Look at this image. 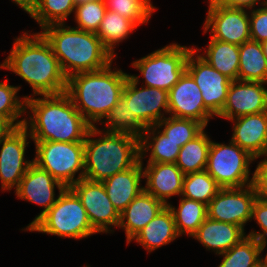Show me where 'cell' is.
Masks as SVG:
<instances>
[{
  "label": "cell",
  "mask_w": 267,
  "mask_h": 267,
  "mask_svg": "<svg viewBox=\"0 0 267 267\" xmlns=\"http://www.w3.org/2000/svg\"><path fill=\"white\" fill-rule=\"evenodd\" d=\"M23 32L14 38L9 55L0 64V69L13 72L32 88V95H56L66 92L67 78L58 59L40 32Z\"/></svg>",
  "instance_id": "obj_1"
},
{
  "label": "cell",
  "mask_w": 267,
  "mask_h": 267,
  "mask_svg": "<svg viewBox=\"0 0 267 267\" xmlns=\"http://www.w3.org/2000/svg\"><path fill=\"white\" fill-rule=\"evenodd\" d=\"M25 110L23 127L33 142H84L92 127L66 92L28 97Z\"/></svg>",
  "instance_id": "obj_2"
},
{
  "label": "cell",
  "mask_w": 267,
  "mask_h": 267,
  "mask_svg": "<svg viewBox=\"0 0 267 267\" xmlns=\"http://www.w3.org/2000/svg\"><path fill=\"white\" fill-rule=\"evenodd\" d=\"M112 63L104 69L77 73L67 79L66 93L92 127L99 125L119 101L129 75Z\"/></svg>",
  "instance_id": "obj_3"
},
{
  "label": "cell",
  "mask_w": 267,
  "mask_h": 267,
  "mask_svg": "<svg viewBox=\"0 0 267 267\" xmlns=\"http://www.w3.org/2000/svg\"><path fill=\"white\" fill-rule=\"evenodd\" d=\"M40 33L50 44L67 79L77 73L104 69L114 60L96 33L67 24L49 25Z\"/></svg>",
  "instance_id": "obj_4"
},
{
  "label": "cell",
  "mask_w": 267,
  "mask_h": 267,
  "mask_svg": "<svg viewBox=\"0 0 267 267\" xmlns=\"http://www.w3.org/2000/svg\"><path fill=\"white\" fill-rule=\"evenodd\" d=\"M139 161L140 138L126 133L103 132L98 126L88 131L84 140L85 179L102 182L134 167Z\"/></svg>",
  "instance_id": "obj_5"
},
{
  "label": "cell",
  "mask_w": 267,
  "mask_h": 267,
  "mask_svg": "<svg viewBox=\"0 0 267 267\" xmlns=\"http://www.w3.org/2000/svg\"><path fill=\"white\" fill-rule=\"evenodd\" d=\"M58 193V198L53 206L27 231L75 240L97 234L77 195L70 188H65Z\"/></svg>",
  "instance_id": "obj_6"
},
{
  "label": "cell",
  "mask_w": 267,
  "mask_h": 267,
  "mask_svg": "<svg viewBox=\"0 0 267 267\" xmlns=\"http://www.w3.org/2000/svg\"><path fill=\"white\" fill-rule=\"evenodd\" d=\"M34 144L33 163L49 172L64 187L70 188L84 178V142L41 141Z\"/></svg>",
  "instance_id": "obj_7"
},
{
  "label": "cell",
  "mask_w": 267,
  "mask_h": 267,
  "mask_svg": "<svg viewBox=\"0 0 267 267\" xmlns=\"http://www.w3.org/2000/svg\"><path fill=\"white\" fill-rule=\"evenodd\" d=\"M193 45L186 47L170 43L132 62L143 77L142 86L155 87L168 91L186 71L187 56Z\"/></svg>",
  "instance_id": "obj_8"
},
{
  "label": "cell",
  "mask_w": 267,
  "mask_h": 267,
  "mask_svg": "<svg viewBox=\"0 0 267 267\" xmlns=\"http://www.w3.org/2000/svg\"><path fill=\"white\" fill-rule=\"evenodd\" d=\"M224 143L211 141L205 170L221 188L252 185L250 165L257 160L231 140Z\"/></svg>",
  "instance_id": "obj_9"
},
{
  "label": "cell",
  "mask_w": 267,
  "mask_h": 267,
  "mask_svg": "<svg viewBox=\"0 0 267 267\" xmlns=\"http://www.w3.org/2000/svg\"><path fill=\"white\" fill-rule=\"evenodd\" d=\"M140 75L129 74L122 97L130 111L146 127L156 125L169 114L168 91L148 86L138 87ZM166 114V115H165Z\"/></svg>",
  "instance_id": "obj_10"
},
{
  "label": "cell",
  "mask_w": 267,
  "mask_h": 267,
  "mask_svg": "<svg viewBox=\"0 0 267 267\" xmlns=\"http://www.w3.org/2000/svg\"><path fill=\"white\" fill-rule=\"evenodd\" d=\"M70 189L80 199L92 228L97 233L113 234L112 228L119 226L120 214L108 198L103 183L82 178Z\"/></svg>",
  "instance_id": "obj_11"
},
{
  "label": "cell",
  "mask_w": 267,
  "mask_h": 267,
  "mask_svg": "<svg viewBox=\"0 0 267 267\" xmlns=\"http://www.w3.org/2000/svg\"><path fill=\"white\" fill-rule=\"evenodd\" d=\"M257 193L253 185L241 188H221L207 205V217L241 226L251 222L252 208Z\"/></svg>",
  "instance_id": "obj_12"
},
{
  "label": "cell",
  "mask_w": 267,
  "mask_h": 267,
  "mask_svg": "<svg viewBox=\"0 0 267 267\" xmlns=\"http://www.w3.org/2000/svg\"><path fill=\"white\" fill-rule=\"evenodd\" d=\"M186 72L198 85L205 107L217 117L226 102L232 81L202 59L194 49L187 56Z\"/></svg>",
  "instance_id": "obj_13"
},
{
  "label": "cell",
  "mask_w": 267,
  "mask_h": 267,
  "mask_svg": "<svg viewBox=\"0 0 267 267\" xmlns=\"http://www.w3.org/2000/svg\"><path fill=\"white\" fill-rule=\"evenodd\" d=\"M249 25L248 10L209 5L203 22V33L209 31L212 39L240 46L251 40Z\"/></svg>",
  "instance_id": "obj_14"
},
{
  "label": "cell",
  "mask_w": 267,
  "mask_h": 267,
  "mask_svg": "<svg viewBox=\"0 0 267 267\" xmlns=\"http://www.w3.org/2000/svg\"><path fill=\"white\" fill-rule=\"evenodd\" d=\"M31 139L28 131L18 127L0 142V184L1 191L7 192L18 188L22 177L27 172L32 160L25 158L26 147Z\"/></svg>",
  "instance_id": "obj_15"
},
{
  "label": "cell",
  "mask_w": 267,
  "mask_h": 267,
  "mask_svg": "<svg viewBox=\"0 0 267 267\" xmlns=\"http://www.w3.org/2000/svg\"><path fill=\"white\" fill-rule=\"evenodd\" d=\"M56 188L59 192H62L66 187L49 172L39 168L35 163L29 166L14 193L19 200L42 206L43 210L23 229L24 231H27L56 202L58 198V195L56 196L55 193Z\"/></svg>",
  "instance_id": "obj_16"
},
{
  "label": "cell",
  "mask_w": 267,
  "mask_h": 267,
  "mask_svg": "<svg viewBox=\"0 0 267 267\" xmlns=\"http://www.w3.org/2000/svg\"><path fill=\"white\" fill-rule=\"evenodd\" d=\"M168 108V116L194 119L206 128L215 117L205 107L198 85L186 71L168 92Z\"/></svg>",
  "instance_id": "obj_17"
},
{
  "label": "cell",
  "mask_w": 267,
  "mask_h": 267,
  "mask_svg": "<svg viewBox=\"0 0 267 267\" xmlns=\"http://www.w3.org/2000/svg\"><path fill=\"white\" fill-rule=\"evenodd\" d=\"M267 83L234 80L231 82L226 102L217 116L231 120L240 116L267 111Z\"/></svg>",
  "instance_id": "obj_18"
},
{
  "label": "cell",
  "mask_w": 267,
  "mask_h": 267,
  "mask_svg": "<svg viewBox=\"0 0 267 267\" xmlns=\"http://www.w3.org/2000/svg\"><path fill=\"white\" fill-rule=\"evenodd\" d=\"M233 123L231 141L255 159L267 156V111L240 116Z\"/></svg>",
  "instance_id": "obj_19"
},
{
  "label": "cell",
  "mask_w": 267,
  "mask_h": 267,
  "mask_svg": "<svg viewBox=\"0 0 267 267\" xmlns=\"http://www.w3.org/2000/svg\"><path fill=\"white\" fill-rule=\"evenodd\" d=\"M145 186L144 190L166 205L172 196H181L184 174L175 163H147L141 160Z\"/></svg>",
  "instance_id": "obj_20"
},
{
  "label": "cell",
  "mask_w": 267,
  "mask_h": 267,
  "mask_svg": "<svg viewBox=\"0 0 267 267\" xmlns=\"http://www.w3.org/2000/svg\"><path fill=\"white\" fill-rule=\"evenodd\" d=\"M167 205L143 190L120 214L118 228L125 231L126 243L132 239Z\"/></svg>",
  "instance_id": "obj_21"
},
{
  "label": "cell",
  "mask_w": 267,
  "mask_h": 267,
  "mask_svg": "<svg viewBox=\"0 0 267 267\" xmlns=\"http://www.w3.org/2000/svg\"><path fill=\"white\" fill-rule=\"evenodd\" d=\"M144 172L141 160L132 168L119 172L102 181L106 194L119 214L143 190Z\"/></svg>",
  "instance_id": "obj_22"
},
{
  "label": "cell",
  "mask_w": 267,
  "mask_h": 267,
  "mask_svg": "<svg viewBox=\"0 0 267 267\" xmlns=\"http://www.w3.org/2000/svg\"><path fill=\"white\" fill-rule=\"evenodd\" d=\"M246 236L241 226L207 217L191 237L201 243L206 250L219 255L231 249Z\"/></svg>",
  "instance_id": "obj_23"
},
{
  "label": "cell",
  "mask_w": 267,
  "mask_h": 267,
  "mask_svg": "<svg viewBox=\"0 0 267 267\" xmlns=\"http://www.w3.org/2000/svg\"><path fill=\"white\" fill-rule=\"evenodd\" d=\"M172 211L166 206L133 239L148 253L179 238Z\"/></svg>",
  "instance_id": "obj_24"
},
{
  "label": "cell",
  "mask_w": 267,
  "mask_h": 267,
  "mask_svg": "<svg viewBox=\"0 0 267 267\" xmlns=\"http://www.w3.org/2000/svg\"><path fill=\"white\" fill-rule=\"evenodd\" d=\"M208 47L193 49L213 68L228 77L231 81L238 80L239 71V46L228 42L212 39L207 44ZM203 53H200V51Z\"/></svg>",
  "instance_id": "obj_25"
},
{
  "label": "cell",
  "mask_w": 267,
  "mask_h": 267,
  "mask_svg": "<svg viewBox=\"0 0 267 267\" xmlns=\"http://www.w3.org/2000/svg\"><path fill=\"white\" fill-rule=\"evenodd\" d=\"M180 151L177 143L170 140L155 125L148 127L140 137V160L149 153L147 163H175Z\"/></svg>",
  "instance_id": "obj_26"
},
{
  "label": "cell",
  "mask_w": 267,
  "mask_h": 267,
  "mask_svg": "<svg viewBox=\"0 0 267 267\" xmlns=\"http://www.w3.org/2000/svg\"><path fill=\"white\" fill-rule=\"evenodd\" d=\"M137 27L132 20L124 18L114 11L106 10L96 36L115 59L118 57L117 53H115L117 45L119 46V43L129 38Z\"/></svg>",
  "instance_id": "obj_27"
},
{
  "label": "cell",
  "mask_w": 267,
  "mask_h": 267,
  "mask_svg": "<svg viewBox=\"0 0 267 267\" xmlns=\"http://www.w3.org/2000/svg\"><path fill=\"white\" fill-rule=\"evenodd\" d=\"M238 80L267 83V58L259 42L249 40L239 46Z\"/></svg>",
  "instance_id": "obj_28"
},
{
  "label": "cell",
  "mask_w": 267,
  "mask_h": 267,
  "mask_svg": "<svg viewBox=\"0 0 267 267\" xmlns=\"http://www.w3.org/2000/svg\"><path fill=\"white\" fill-rule=\"evenodd\" d=\"M178 205L175 207L171 202L167 205L173 213L177 232L180 236L191 237L207 218V205L183 196Z\"/></svg>",
  "instance_id": "obj_29"
},
{
  "label": "cell",
  "mask_w": 267,
  "mask_h": 267,
  "mask_svg": "<svg viewBox=\"0 0 267 267\" xmlns=\"http://www.w3.org/2000/svg\"><path fill=\"white\" fill-rule=\"evenodd\" d=\"M211 141L204 129L197 137L180 148L175 164L184 175L206 169Z\"/></svg>",
  "instance_id": "obj_30"
},
{
  "label": "cell",
  "mask_w": 267,
  "mask_h": 267,
  "mask_svg": "<svg viewBox=\"0 0 267 267\" xmlns=\"http://www.w3.org/2000/svg\"><path fill=\"white\" fill-rule=\"evenodd\" d=\"M103 132L109 133H126L137 138L142 136V133L147 129L130 111L126 100L121 96L119 101L109 111L107 116L101 122Z\"/></svg>",
  "instance_id": "obj_31"
},
{
  "label": "cell",
  "mask_w": 267,
  "mask_h": 267,
  "mask_svg": "<svg viewBox=\"0 0 267 267\" xmlns=\"http://www.w3.org/2000/svg\"><path fill=\"white\" fill-rule=\"evenodd\" d=\"M219 256H222V262L218 267H257L260 265V245L256 238L246 236Z\"/></svg>",
  "instance_id": "obj_32"
},
{
  "label": "cell",
  "mask_w": 267,
  "mask_h": 267,
  "mask_svg": "<svg viewBox=\"0 0 267 267\" xmlns=\"http://www.w3.org/2000/svg\"><path fill=\"white\" fill-rule=\"evenodd\" d=\"M75 7L74 0H41L30 17L42 30L49 25L65 24L66 19L75 12Z\"/></svg>",
  "instance_id": "obj_33"
},
{
  "label": "cell",
  "mask_w": 267,
  "mask_h": 267,
  "mask_svg": "<svg viewBox=\"0 0 267 267\" xmlns=\"http://www.w3.org/2000/svg\"><path fill=\"white\" fill-rule=\"evenodd\" d=\"M155 126L180 148L206 129L202 123L194 119L173 116L165 117Z\"/></svg>",
  "instance_id": "obj_34"
},
{
  "label": "cell",
  "mask_w": 267,
  "mask_h": 267,
  "mask_svg": "<svg viewBox=\"0 0 267 267\" xmlns=\"http://www.w3.org/2000/svg\"><path fill=\"white\" fill-rule=\"evenodd\" d=\"M220 189L213 177L204 170L185 174L181 196L208 205Z\"/></svg>",
  "instance_id": "obj_35"
},
{
  "label": "cell",
  "mask_w": 267,
  "mask_h": 267,
  "mask_svg": "<svg viewBox=\"0 0 267 267\" xmlns=\"http://www.w3.org/2000/svg\"><path fill=\"white\" fill-rule=\"evenodd\" d=\"M7 82V78L5 82H0V116L9 118L17 127H21L25 121L27 96L17 95L21 85L14 86Z\"/></svg>",
  "instance_id": "obj_36"
},
{
  "label": "cell",
  "mask_w": 267,
  "mask_h": 267,
  "mask_svg": "<svg viewBox=\"0 0 267 267\" xmlns=\"http://www.w3.org/2000/svg\"><path fill=\"white\" fill-rule=\"evenodd\" d=\"M106 10H111L132 20L138 27L150 20L157 8L151 0H103Z\"/></svg>",
  "instance_id": "obj_37"
},
{
  "label": "cell",
  "mask_w": 267,
  "mask_h": 267,
  "mask_svg": "<svg viewBox=\"0 0 267 267\" xmlns=\"http://www.w3.org/2000/svg\"><path fill=\"white\" fill-rule=\"evenodd\" d=\"M105 12L106 6L103 0H93L76 5L74 21L77 26L75 28L97 33Z\"/></svg>",
  "instance_id": "obj_38"
},
{
  "label": "cell",
  "mask_w": 267,
  "mask_h": 267,
  "mask_svg": "<svg viewBox=\"0 0 267 267\" xmlns=\"http://www.w3.org/2000/svg\"><path fill=\"white\" fill-rule=\"evenodd\" d=\"M257 223L260 231L251 230L247 236L256 238L260 245V253H263L267 246V202L257 197L253 204L251 221Z\"/></svg>",
  "instance_id": "obj_39"
},
{
  "label": "cell",
  "mask_w": 267,
  "mask_h": 267,
  "mask_svg": "<svg viewBox=\"0 0 267 267\" xmlns=\"http://www.w3.org/2000/svg\"><path fill=\"white\" fill-rule=\"evenodd\" d=\"M250 37L259 43L267 40V3L249 11Z\"/></svg>",
  "instance_id": "obj_40"
},
{
  "label": "cell",
  "mask_w": 267,
  "mask_h": 267,
  "mask_svg": "<svg viewBox=\"0 0 267 267\" xmlns=\"http://www.w3.org/2000/svg\"><path fill=\"white\" fill-rule=\"evenodd\" d=\"M256 168L253 172L254 189L258 198L267 202V156L257 162Z\"/></svg>",
  "instance_id": "obj_41"
},
{
  "label": "cell",
  "mask_w": 267,
  "mask_h": 267,
  "mask_svg": "<svg viewBox=\"0 0 267 267\" xmlns=\"http://www.w3.org/2000/svg\"><path fill=\"white\" fill-rule=\"evenodd\" d=\"M267 0H208L209 5H221L224 7L253 10L258 6L266 4ZM256 6V7H255Z\"/></svg>",
  "instance_id": "obj_42"
},
{
  "label": "cell",
  "mask_w": 267,
  "mask_h": 267,
  "mask_svg": "<svg viewBox=\"0 0 267 267\" xmlns=\"http://www.w3.org/2000/svg\"><path fill=\"white\" fill-rule=\"evenodd\" d=\"M18 127L7 117L0 116V142Z\"/></svg>",
  "instance_id": "obj_43"
},
{
  "label": "cell",
  "mask_w": 267,
  "mask_h": 267,
  "mask_svg": "<svg viewBox=\"0 0 267 267\" xmlns=\"http://www.w3.org/2000/svg\"><path fill=\"white\" fill-rule=\"evenodd\" d=\"M14 4L19 6L23 11L29 14L33 13L35 5L30 0H11Z\"/></svg>",
  "instance_id": "obj_44"
},
{
  "label": "cell",
  "mask_w": 267,
  "mask_h": 267,
  "mask_svg": "<svg viewBox=\"0 0 267 267\" xmlns=\"http://www.w3.org/2000/svg\"><path fill=\"white\" fill-rule=\"evenodd\" d=\"M260 265L262 267H267V253L266 255H263V253H260Z\"/></svg>",
  "instance_id": "obj_45"
},
{
  "label": "cell",
  "mask_w": 267,
  "mask_h": 267,
  "mask_svg": "<svg viewBox=\"0 0 267 267\" xmlns=\"http://www.w3.org/2000/svg\"><path fill=\"white\" fill-rule=\"evenodd\" d=\"M263 49V53L265 57L267 58V40L260 43Z\"/></svg>",
  "instance_id": "obj_46"
},
{
  "label": "cell",
  "mask_w": 267,
  "mask_h": 267,
  "mask_svg": "<svg viewBox=\"0 0 267 267\" xmlns=\"http://www.w3.org/2000/svg\"><path fill=\"white\" fill-rule=\"evenodd\" d=\"M89 1H93V0H74L76 5L84 3V2H89Z\"/></svg>",
  "instance_id": "obj_47"
},
{
  "label": "cell",
  "mask_w": 267,
  "mask_h": 267,
  "mask_svg": "<svg viewBox=\"0 0 267 267\" xmlns=\"http://www.w3.org/2000/svg\"><path fill=\"white\" fill-rule=\"evenodd\" d=\"M35 6L41 1V0H30Z\"/></svg>",
  "instance_id": "obj_48"
}]
</instances>
